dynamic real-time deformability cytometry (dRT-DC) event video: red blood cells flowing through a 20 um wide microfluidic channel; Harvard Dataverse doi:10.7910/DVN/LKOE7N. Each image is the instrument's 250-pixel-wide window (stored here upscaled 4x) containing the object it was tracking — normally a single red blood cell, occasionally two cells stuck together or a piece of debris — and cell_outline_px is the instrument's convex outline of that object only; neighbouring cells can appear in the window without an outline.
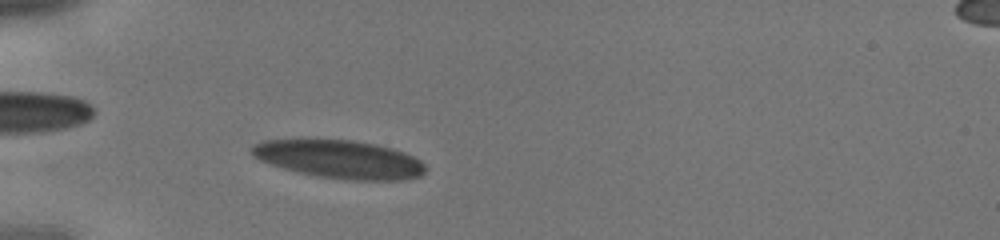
{"species": "human", "species_latin": "Homo sapiens", "temperature_condition": "cold", "stored_images_in_passage": 9, "camera_frame_rate_fps": 3000, "um_per_image_px": 0.085, "donor": {"sex": "male"}, "frame": {"image": 1, "passage_image": 4, "time_ms": 1.0, "image_size_px": [1000, 240], "cell_outline_px": [[424, 172], [420, 176], [404, 180], [352, 180], [316, 176], [284, 168], [260, 160], [252, 156], [252, 144], [264, 140], [304, 136], [352, 140], [376, 144], [392, 148], [404, 152], [420, 160], [424, 164]], "centroid_in_image_um": [28.79, 13.48], "position_along_channel_um": 56.2, "area_um2": 39.59}}
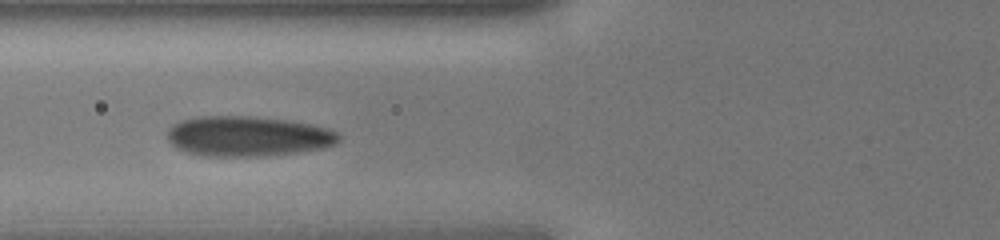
{"frame": {"image": 2, "passage_image": 7, "time_ms": 2.0, "image_size_px": [1000, 240], "cell_outline_px": [[340, 140], [336, 144], [324, 148], [300, 152], [260, 156], [208, 156], [188, 152], [176, 148], [168, 140], [168, 128], [172, 124], [180, 120], [196, 116], [252, 116], [288, 120], [312, 124], [328, 128], [336, 132], [340, 136]], "centroid_in_image_um": [21.07, 11.57], "position_along_channel_um": 104.7, "area_um2": 40.4}}
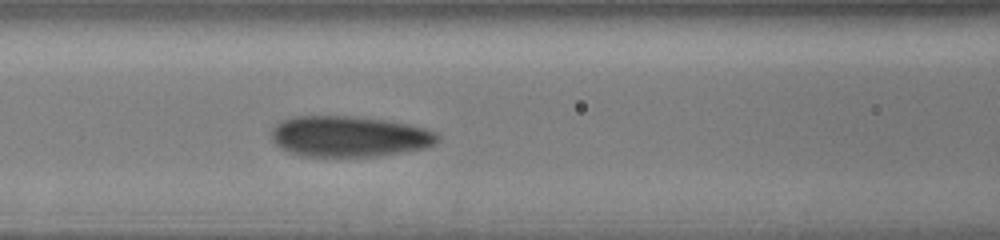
{"frame": {"image": 3, "passage_image": 9, "time_ms": 2.667, "image_size_px": [1000, 240], "cell_outline_px": [[440, 140], [436, 144], [428, 148], [372, 156], [300, 156], [288, 152], [280, 148], [272, 140], [272, 128], [280, 120], [292, 116], [352, 116], [388, 120], [412, 124], [436, 132], [440, 136]], "centroid_in_image_um": [29.69, 11.58], "position_along_channel_um": 136.9, "area_um2": 39.94}}